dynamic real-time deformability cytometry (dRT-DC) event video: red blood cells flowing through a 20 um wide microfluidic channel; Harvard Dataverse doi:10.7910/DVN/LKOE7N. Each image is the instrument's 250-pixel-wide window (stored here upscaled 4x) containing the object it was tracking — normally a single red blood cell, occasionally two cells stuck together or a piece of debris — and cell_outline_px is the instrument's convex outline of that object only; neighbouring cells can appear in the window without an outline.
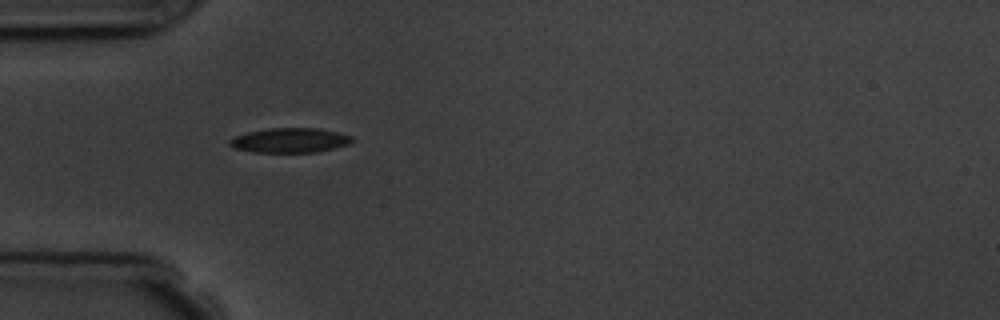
{"species": "common noctule bat (a hibernating species)", "species_latin": "Nyctalus noctula", "temperature_condition": "room temperature", "stored_images_in_passage": 4, "camera_frame_rate_fps": 3000, "um_per_image_px": 0.085, "animal": {"sex": "male", "body_mass_g": 19.5, "forearm_length_mm": 54.6}, "frame": {"image": 1, "passage_image": 3, "time_ms": 3.333, "image_size_px": [1000, 320], "cell_outline_px": [[352, 140], [348, 144], [316, 152], [252, 152], [236, 148], [228, 144], [228, 140], [232, 136], [248, 132], [268, 128], [320, 128], [352, 136]], "centroid_in_image_um": [24.58, 11.92], "position_along_channel_um": 60.4, "area_um2": 17.51}}